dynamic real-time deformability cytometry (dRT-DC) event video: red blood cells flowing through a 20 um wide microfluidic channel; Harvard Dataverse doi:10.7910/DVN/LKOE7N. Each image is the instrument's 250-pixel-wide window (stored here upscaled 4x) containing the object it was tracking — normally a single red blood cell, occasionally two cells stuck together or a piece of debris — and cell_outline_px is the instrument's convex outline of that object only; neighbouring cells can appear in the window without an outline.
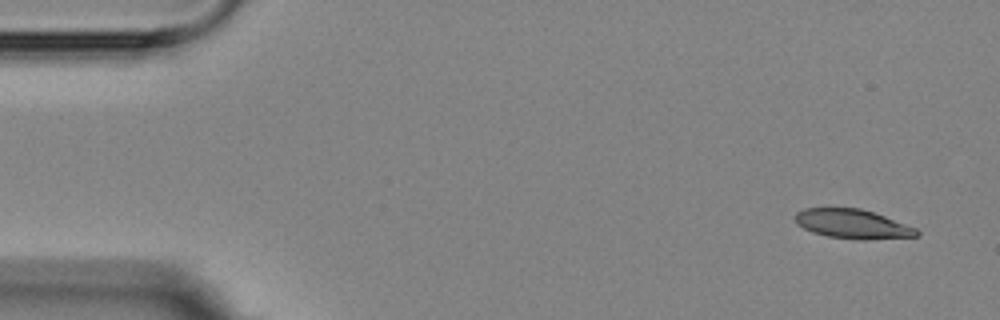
{"species": "Egyptian fruit bat (a non-hibernating species)", "species_latin": "Rousettus aegyptiacus", "temperature_condition": "room temperature", "stored_images_in_passage": 5, "camera_frame_rate_fps": 3000, "um_per_image_px": 0.085, "animal": {"sex": "female"}, "frame": {"image": 1, "passage_image": 1, "time_ms": 0.0, "image_size_px": [1000, 320], "cell_outline_px": [[920, 236], [864, 240], [860, 240], [828, 236], [812, 232], [796, 224], [792, 216], [796, 212], [804, 208], [860, 208], [884, 216], [916, 228], [920, 232]], "centroid_in_image_um": [72.44, 19.04], "position_along_channel_um": 12.6, "area_um2": 20.81}}